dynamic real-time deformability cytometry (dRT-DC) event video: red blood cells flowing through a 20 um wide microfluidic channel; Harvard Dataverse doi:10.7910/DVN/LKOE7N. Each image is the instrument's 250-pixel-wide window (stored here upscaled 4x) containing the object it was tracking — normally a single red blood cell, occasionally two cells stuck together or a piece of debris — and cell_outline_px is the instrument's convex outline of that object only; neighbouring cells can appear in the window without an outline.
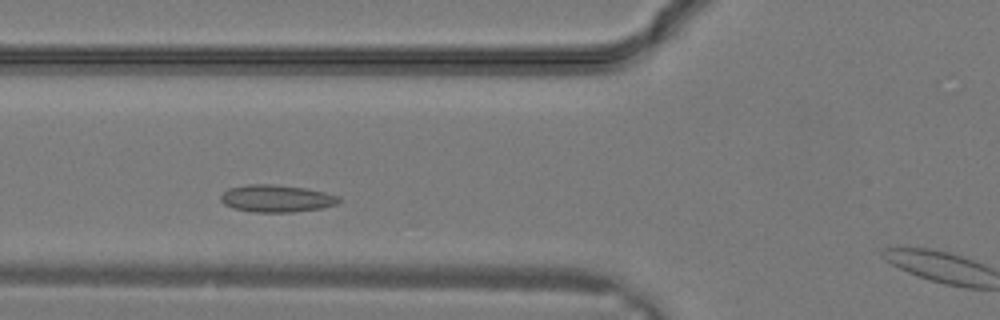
{"species": "common noctule bat (a hibernating species)", "species_latin": "Nyctalus noctula", "temperature_condition": "warm", "stored_images_in_passage": 19, "camera_frame_rate_fps": 3000, "um_per_image_px": 0.085, "animal": {"sex": "male", "body_mass_g": 19.2, "forearm_length_mm": 51.8}, "frame": {"image": 1, "passage_image": 3, "time_ms": 0.667, "image_size_px": [1000, 320], "cell_outline_px": [[340, 200], [336, 204], [320, 208], [292, 212], [252, 212], [232, 208], [224, 204], [220, 200], [220, 196], [228, 188], [248, 184], [272, 184], [304, 188], [324, 192], [340, 196]], "centroid_in_image_um": [23.46, 16.87], "position_along_channel_um": 102.3, "area_um2": 18.73}}
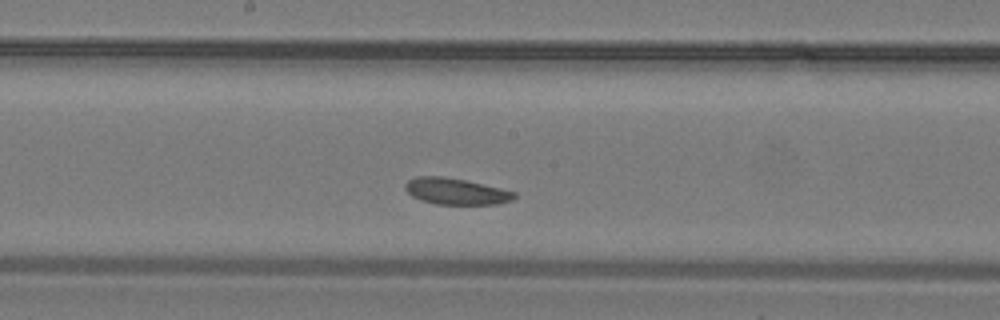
{"frame": {"image": 2, "passage_image": 8, "time_ms": 2.333, "image_size_px": [1000, 320], "cell_outline_px": [[516, 196], [512, 200], [496, 204], [436, 204], [420, 200], [412, 196], [404, 188], [404, 184], [408, 180], [416, 176], [444, 176], [464, 180], [500, 188], [516, 192]], "centroid_in_image_um": [38.72, 16.26], "position_along_channel_um": 209.5, "area_um2": 16.7}}
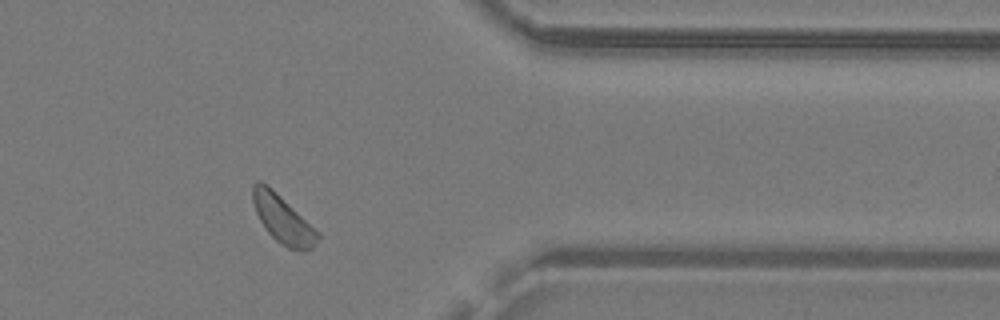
{"frame": {"image": 3, "passage_image": 17, "time_ms": 5.333, "image_size_px": [1000, 320], "cell_outline_px": [[320, 236], [312, 248], [304, 252], [288, 248], [280, 244], [268, 232], [260, 220], [256, 212], [252, 200], [252, 184], [256, 180], [260, 180], [272, 188], [320, 232]], "centroid_in_image_um": [24.04, 18.63], "position_along_channel_um": 387.4, "area_um2": 18.21}}